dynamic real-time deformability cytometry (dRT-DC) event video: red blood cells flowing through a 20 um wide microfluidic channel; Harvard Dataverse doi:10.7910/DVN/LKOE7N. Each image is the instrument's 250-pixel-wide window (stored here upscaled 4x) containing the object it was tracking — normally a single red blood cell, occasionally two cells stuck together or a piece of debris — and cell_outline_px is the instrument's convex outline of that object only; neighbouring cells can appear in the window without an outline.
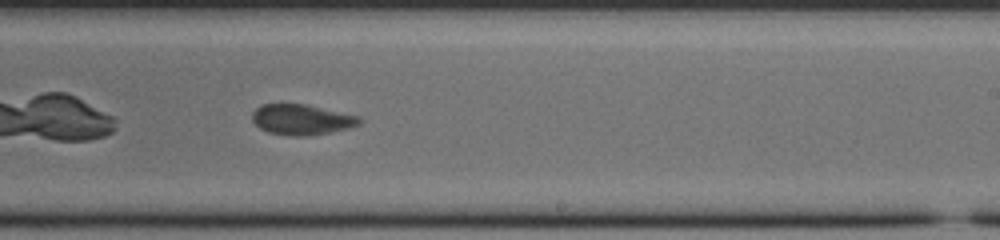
{"species": "common noctule bat (a hibernating species)", "species_latin": "Nyctalus noctula", "temperature_condition": "cold", "stored_images_in_passage": 29, "camera_frame_rate_fps": 3000, "um_per_image_px": 0.085, "animal": {"sex": "male", "body_mass_g": 20.0, "forearm_length_mm": 53.3}, "frame": {"image": 1, "passage_image": 17, "time_ms": 5.333, "image_size_px": [1000, 240], "cell_outline_px": [[360, 124], [348, 128], [308, 136], [292, 136], [268, 132], [260, 128], [252, 120], [252, 112], [260, 104], [304, 104], [360, 116]], "centroid_in_image_um": [25.61, 10.16], "position_along_channel_um": 263.4, "area_um2": 18.9}}
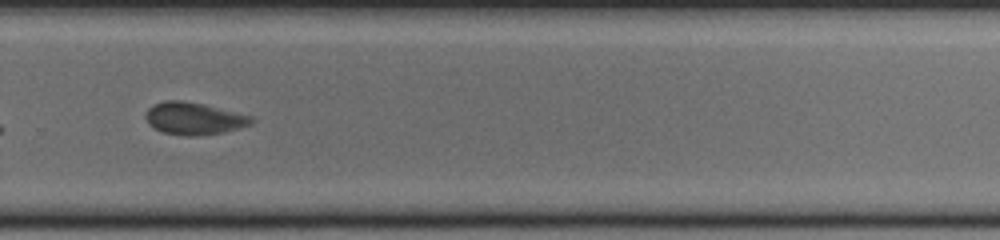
{"frame": {"image": 2, "passage_image": 21, "time_ms": 6.667, "image_size_px": [1000, 240], "cell_outline_px": [[256, 120], [252, 124], [240, 128], [224, 132], [196, 136], [188, 136], [160, 132], [152, 128], [148, 124], [144, 116], [148, 108], [152, 104], [164, 100], [180, 100], [204, 104], [252, 116]], "centroid_in_image_um": [16.46, 10.07], "position_along_channel_um": 313.3, "area_um2": 20.23}}